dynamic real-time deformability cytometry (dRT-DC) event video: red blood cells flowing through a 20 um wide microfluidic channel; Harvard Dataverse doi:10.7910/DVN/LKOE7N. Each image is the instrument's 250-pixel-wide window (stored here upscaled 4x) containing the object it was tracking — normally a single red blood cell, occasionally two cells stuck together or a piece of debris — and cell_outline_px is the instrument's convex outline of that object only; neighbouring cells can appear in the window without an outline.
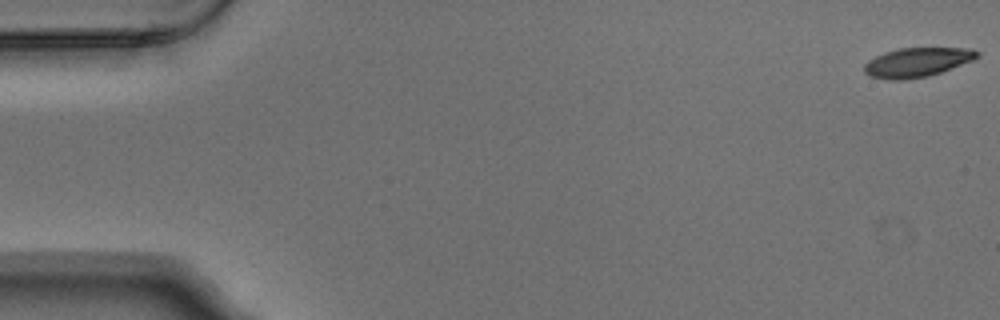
{"species": "Egyptian fruit bat (a non-hibernating species)", "species_latin": "Rousettus aegyptiacus", "temperature_condition": "warm", "stored_images_in_passage": 5, "camera_frame_rate_fps": 3000, "um_per_image_px": 0.085, "animal": {"sex": "male"}, "frame": {"image": 1, "passage_image": 1, "time_ms": 0.0, "image_size_px": [1000, 320], "cell_outline_px": [[980, 56], [972, 60], [940, 72], [928, 76], [900, 80], [888, 80], [872, 76], [864, 72], [864, 64], [868, 60], [884, 52], [896, 48], [972, 48], [980, 52]], "centroid_in_image_um": [77.94, 5.28], "position_along_channel_um": 7.1, "area_um2": 19.19}}
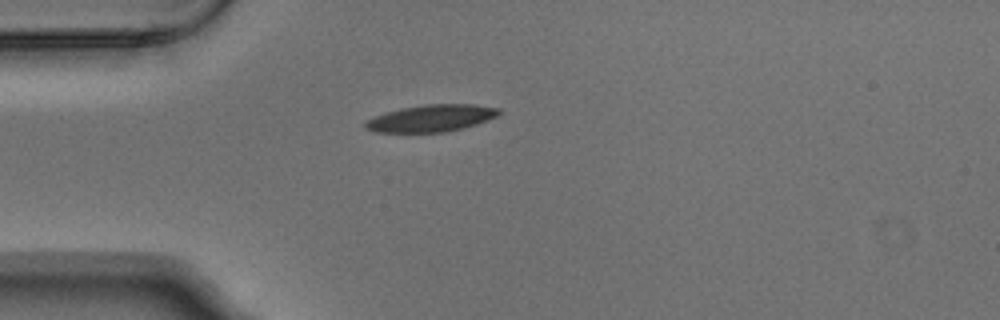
{"frame": {"image": 2, "passage_image": 5, "time_ms": 1.333, "image_size_px": [1000, 320], "cell_outline_px": [[500, 112], [496, 116], [488, 120], [476, 124], [444, 132], [376, 132], [364, 128], [364, 124], [368, 120], [384, 112], [400, 108], [424, 104], [472, 104], [500, 108]], "centroid_in_image_um": [36.64, 10.04], "position_along_channel_um": 48.4, "area_um2": 20.87}}